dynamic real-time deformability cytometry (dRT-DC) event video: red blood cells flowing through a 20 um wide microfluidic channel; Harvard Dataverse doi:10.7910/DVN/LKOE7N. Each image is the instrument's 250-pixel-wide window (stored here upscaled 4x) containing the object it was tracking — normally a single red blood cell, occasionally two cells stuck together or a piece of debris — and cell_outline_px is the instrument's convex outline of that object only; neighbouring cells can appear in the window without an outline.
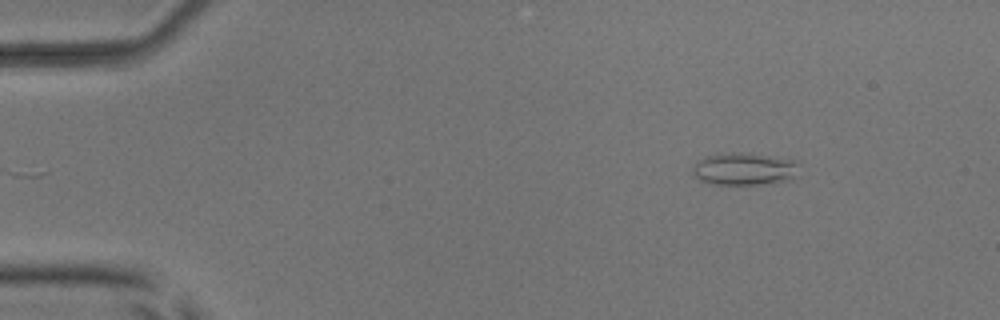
{"species": "common noctule bat (a hibernating species)", "species_latin": "Nyctalus noctula", "temperature_condition": "room temperature", "stored_images_in_passage": 7, "camera_frame_rate_fps": 3000, "um_per_image_px": 0.085, "animal": {"sex": "male", "body_mass_g": 17.9, "forearm_length_mm": 54.2}, "frame": {"image": 1, "passage_image": 1, "time_ms": 0.0, "image_size_px": [1000, 320], "cell_outline_px": [[800, 176], [788, 180], [760, 184], [712, 184], [700, 180], [692, 172], [692, 168], [696, 160], [704, 156], [720, 152], [736, 152], [768, 156], [796, 160], [800, 164]], "centroid_in_image_um": [63.28, 14.35], "position_along_channel_um": 21.7, "area_um2": 20.52}}
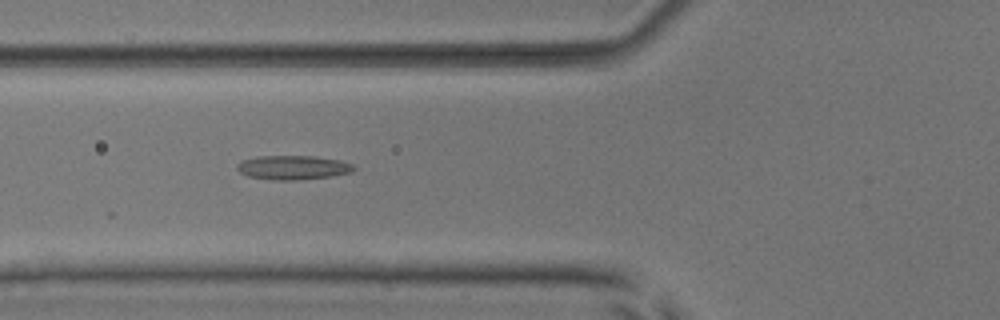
{"frame": {"image": 2, "passage_image": 5, "time_ms": 4.333, "image_size_px": [1000, 320], "cell_outline_px": [[356, 168], [352, 172], [332, 176], [296, 180], [276, 180], [248, 176], [240, 172], [236, 168], [236, 164], [244, 160], [256, 156], [312, 156], [340, 160], [352, 164]], "centroid_in_image_um": [24.91, 14.23], "position_along_channel_um": 100.9, "area_um2": 16.36}}
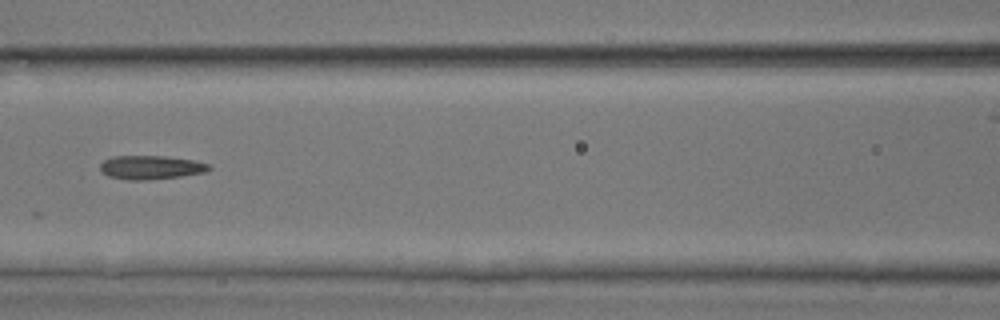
{"frame": {"image": 3, "passage_image": 6, "time_ms": 5.667, "image_size_px": [1000, 320], "cell_outline_px": [[212, 168], [204, 172], [180, 176], [144, 180], [128, 180], [108, 176], [100, 168], [100, 164], [104, 160], [112, 156], [164, 156], [196, 160], [208, 164]], "centroid_in_image_um": [12.82, 14.22], "position_along_channel_um": 153.8, "area_um2": 14.97}}